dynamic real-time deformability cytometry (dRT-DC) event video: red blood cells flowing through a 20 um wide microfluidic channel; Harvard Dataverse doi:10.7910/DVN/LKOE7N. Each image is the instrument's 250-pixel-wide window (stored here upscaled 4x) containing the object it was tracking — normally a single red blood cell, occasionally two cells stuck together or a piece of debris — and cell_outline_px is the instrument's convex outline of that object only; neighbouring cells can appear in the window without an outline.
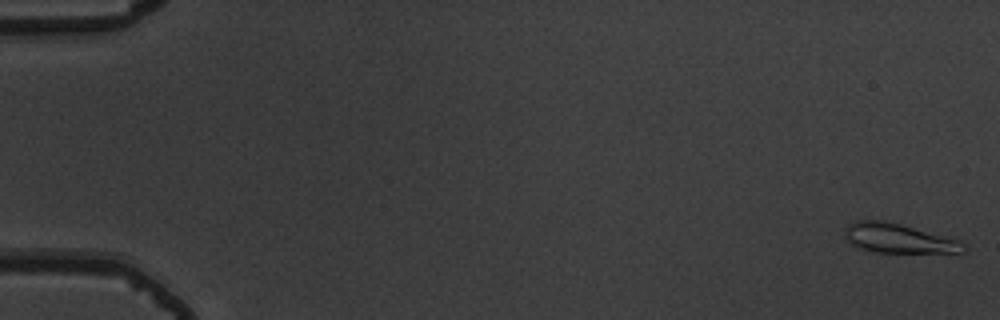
{"species": "common noctule bat (a hibernating species)", "species_latin": "Nyctalus noctula", "temperature_condition": "warm", "stored_images_in_passage": 13, "camera_frame_rate_fps": 3000, "um_per_image_px": 0.085, "animal": {"sex": "male", "body_mass_g": 19.5, "forearm_length_mm": 54.6}, "frame": {"image": 1, "passage_image": 1, "time_ms": 0.0, "image_size_px": [1000, 320], "cell_outline_px": [[968, 248], [964, 252], [868, 252], [852, 244], [844, 236], [844, 228], [848, 224], [856, 220], [884, 220], [900, 224], [960, 240]], "centroid_in_image_um": [76.34, 20.25], "position_along_channel_um": 8.7, "area_um2": 20.35}}